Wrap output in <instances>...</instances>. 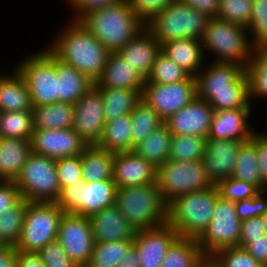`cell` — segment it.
I'll list each match as a JSON object with an SVG mask.
<instances>
[{"instance_id": "obj_60", "label": "cell", "mask_w": 267, "mask_h": 267, "mask_svg": "<svg viewBox=\"0 0 267 267\" xmlns=\"http://www.w3.org/2000/svg\"><path fill=\"white\" fill-rule=\"evenodd\" d=\"M0 267H17V249L6 245L0 250Z\"/></svg>"}, {"instance_id": "obj_52", "label": "cell", "mask_w": 267, "mask_h": 267, "mask_svg": "<svg viewBox=\"0 0 267 267\" xmlns=\"http://www.w3.org/2000/svg\"><path fill=\"white\" fill-rule=\"evenodd\" d=\"M175 0H128L132 10L146 23Z\"/></svg>"}, {"instance_id": "obj_15", "label": "cell", "mask_w": 267, "mask_h": 267, "mask_svg": "<svg viewBox=\"0 0 267 267\" xmlns=\"http://www.w3.org/2000/svg\"><path fill=\"white\" fill-rule=\"evenodd\" d=\"M57 240L77 266H87L95 243L90 218L64 213Z\"/></svg>"}, {"instance_id": "obj_3", "label": "cell", "mask_w": 267, "mask_h": 267, "mask_svg": "<svg viewBox=\"0 0 267 267\" xmlns=\"http://www.w3.org/2000/svg\"><path fill=\"white\" fill-rule=\"evenodd\" d=\"M219 196L218 187L213 185L174 198L167 206V223L179 237L198 240L209 226Z\"/></svg>"}, {"instance_id": "obj_51", "label": "cell", "mask_w": 267, "mask_h": 267, "mask_svg": "<svg viewBox=\"0 0 267 267\" xmlns=\"http://www.w3.org/2000/svg\"><path fill=\"white\" fill-rule=\"evenodd\" d=\"M39 253L45 267H77L58 240L48 243Z\"/></svg>"}, {"instance_id": "obj_2", "label": "cell", "mask_w": 267, "mask_h": 267, "mask_svg": "<svg viewBox=\"0 0 267 267\" xmlns=\"http://www.w3.org/2000/svg\"><path fill=\"white\" fill-rule=\"evenodd\" d=\"M78 21L109 52L119 51L145 28V22L132 10L128 0L93 10Z\"/></svg>"}, {"instance_id": "obj_4", "label": "cell", "mask_w": 267, "mask_h": 267, "mask_svg": "<svg viewBox=\"0 0 267 267\" xmlns=\"http://www.w3.org/2000/svg\"><path fill=\"white\" fill-rule=\"evenodd\" d=\"M115 206L137 231L167 223L168 204L157 183L117 189Z\"/></svg>"}, {"instance_id": "obj_34", "label": "cell", "mask_w": 267, "mask_h": 267, "mask_svg": "<svg viewBox=\"0 0 267 267\" xmlns=\"http://www.w3.org/2000/svg\"><path fill=\"white\" fill-rule=\"evenodd\" d=\"M103 97L105 122L131 114L141 100L142 91L114 88H96Z\"/></svg>"}, {"instance_id": "obj_25", "label": "cell", "mask_w": 267, "mask_h": 267, "mask_svg": "<svg viewBox=\"0 0 267 267\" xmlns=\"http://www.w3.org/2000/svg\"><path fill=\"white\" fill-rule=\"evenodd\" d=\"M145 79L116 53L110 52L106 65L94 82L95 88L142 91Z\"/></svg>"}, {"instance_id": "obj_64", "label": "cell", "mask_w": 267, "mask_h": 267, "mask_svg": "<svg viewBox=\"0 0 267 267\" xmlns=\"http://www.w3.org/2000/svg\"><path fill=\"white\" fill-rule=\"evenodd\" d=\"M6 245L5 243L0 239V250L4 248Z\"/></svg>"}, {"instance_id": "obj_37", "label": "cell", "mask_w": 267, "mask_h": 267, "mask_svg": "<svg viewBox=\"0 0 267 267\" xmlns=\"http://www.w3.org/2000/svg\"><path fill=\"white\" fill-rule=\"evenodd\" d=\"M132 129V151L143 142L154 130L165 122L159 114L142 99L131 112Z\"/></svg>"}, {"instance_id": "obj_14", "label": "cell", "mask_w": 267, "mask_h": 267, "mask_svg": "<svg viewBox=\"0 0 267 267\" xmlns=\"http://www.w3.org/2000/svg\"><path fill=\"white\" fill-rule=\"evenodd\" d=\"M197 97L209 101L213 92L249 91L246 69L236 63L213 61L195 76Z\"/></svg>"}, {"instance_id": "obj_49", "label": "cell", "mask_w": 267, "mask_h": 267, "mask_svg": "<svg viewBox=\"0 0 267 267\" xmlns=\"http://www.w3.org/2000/svg\"><path fill=\"white\" fill-rule=\"evenodd\" d=\"M60 188L83 180L81 155L56 159Z\"/></svg>"}, {"instance_id": "obj_53", "label": "cell", "mask_w": 267, "mask_h": 267, "mask_svg": "<svg viewBox=\"0 0 267 267\" xmlns=\"http://www.w3.org/2000/svg\"><path fill=\"white\" fill-rule=\"evenodd\" d=\"M240 229L239 247L243 248L250 244V239H258L267 234L261 216L241 221Z\"/></svg>"}, {"instance_id": "obj_43", "label": "cell", "mask_w": 267, "mask_h": 267, "mask_svg": "<svg viewBox=\"0 0 267 267\" xmlns=\"http://www.w3.org/2000/svg\"><path fill=\"white\" fill-rule=\"evenodd\" d=\"M189 74L161 52L145 83L172 84L185 80Z\"/></svg>"}, {"instance_id": "obj_16", "label": "cell", "mask_w": 267, "mask_h": 267, "mask_svg": "<svg viewBox=\"0 0 267 267\" xmlns=\"http://www.w3.org/2000/svg\"><path fill=\"white\" fill-rule=\"evenodd\" d=\"M105 123L103 97L93 87L74 104L71 128L87 145H96L102 137Z\"/></svg>"}, {"instance_id": "obj_8", "label": "cell", "mask_w": 267, "mask_h": 267, "mask_svg": "<svg viewBox=\"0 0 267 267\" xmlns=\"http://www.w3.org/2000/svg\"><path fill=\"white\" fill-rule=\"evenodd\" d=\"M14 182L28 202L55 203L61 191L56 159L32 152Z\"/></svg>"}, {"instance_id": "obj_9", "label": "cell", "mask_w": 267, "mask_h": 267, "mask_svg": "<svg viewBox=\"0 0 267 267\" xmlns=\"http://www.w3.org/2000/svg\"><path fill=\"white\" fill-rule=\"evenodd\" d=\"M63 214V210L54 202H29L15 248L39 252L48 243L57 240Z\"/></svg>"}, {"instance_id": "obj_36", "label": "cell", "mask_w": 267, "mask_h": 267, "mask_svg": "<svg viewBox=\"0 0 267 267\" xmlns=\"http://www.w3.org/2000/svg\"><path fill=\"white\" fill-rule=\"evenodd\" d=\"M172 136L169 127L164 123L138 144L133 151L158 168L168 160Z\"/></svg>"}, {"instance_id": "obj_10", "label": "cell", "mask_w": 267, "mask_h": 267, "mask_svg": "<svg viewBox=\"0 0 267 267\" xmlns=\"http://www.w3.org/2000/svg\"><path fill=\"white\" fill-rule=\"evenodd\" d=\"M17 70L27 83L33 106L59 102L56 56L49 49L20 61Z\"/></svg>"}, {"instance_id": "obj_42", "label": "cell", "mask_w": 267, "mask_h": 267, "mask_svg": "<svg viewBox=\"0 0 267 267\" xmlns=\"http://www.w3.org/2000/svg\"><path fill=\"white\" fill-rule=\"evenodd\" d=\"M28 203L27 200L22 198L15 206L7 209L0 215V239L5 245H17Z\"/></svg>"}, {"instance_id": "obj_33", "label": "cell", "mask_w": 267, "mask_h": 267, "mask_svg": "<svg viewBox=\"0 0 267 267\" xmlns=\"http://www.w3.org/2000/svg\"><path fill=\"white\" fill-rule=\"evenodd\" d=\"M231 177L253 184L259 191H267V188L261 182L258 169L255 132L249 140L244 141L240 145L234 172Z\"/></svg>"}, {"instance_id": "obj_31", "label": "cell", "mask_w": 267, "mask_h": 267, "mask_svg": "<svg viewBox=\"0 0 267 267\" xmlns=\"http://www.w3.org/2000/svg\"><path fill=\"white\" fill-rule=\"evenodd\" d=\"M34 130L65 129L72 127L74 105L56 102L32 107Z\"/></svg>"}, {"instance_id": "obj_59", "label": "cell", "mask_w": 267, "mask_h": 267, "mask_svg": "<svg viewBox=\"0 0 267 267\" xmlns=\"http://www.w3.org/2000/svg\"><path fill=\"white\" fill-rule=\"evenodd\" d=\"M17 267H45L39 252L17 250Z\"/></svg>"}, {"instance_id": "obj_61", "label": "cell", "mask_w": 267, "mask_h": 267, "mask_svg": "<svg viewBox=\"0 0 267 267\" xmlns=\"http://www.w3.org/2000/svg\"><path fill=\"white\" fill-rule=\"evenodd\" d=\"M137 249L132 245L117 267H140Z\"/></svg>"}, {"instance_id": "obj_29", "label": "cell", "mask_w": 267, "mask_h": 267, "mask_svg": "<svg viewBox=\"0 0 267 267\" xmlns=\"http://www.w3.org/2000/svg\"><path fill=\"white\" fill-rule=\"evenodd\" d=\"M56 73L59 80V102L74 105L84 94L94 87L85 74L56 57Z\"/></svg>"}, {"instance_id": "obj_19", "label": "cell", "mask_w": 267, "mask_h": 267, "mask_svg": "<svg viewBox=\"0 0 267 267\" xmlns=\"http://www.w3.org/2000/svg\"><path fill=\"white\" fill-rule=\"evenodd\" d=\"M214 113L207 101L196 97L173 114L165 124L173 135H193L208 139Z\"/></svg>"}, {"instance_id": "obj_17", "label": "cell", "mask_w": 267, "mask_h": 267, "mask_svg": "<svg viewBox=\"0 0 267 267\" xmlns=\"http://www.w3.org/2000/svg\"><path fill=\"white\" fill-rule=\"evenodd\" d=\"M87 144L71 127L34 130L32 152L52 159L81 155Z\"/></svg>"}, {"instance_id": "obj_28", "label": "cell", "mask_w": 267, "mask_h": 267, "mask_svg": "<svg viewBox=\"0 0 267 267\" xmlns=\"http://www.w3.org/2000/svg\"><path fill=\"white\" fill-rule=\"evenodd\" d=\"M27 83L16 69L0 80V112L32 111Z\"/></svg>"}, {"instance_id": "obj_26", "label": "cell", "mask_w": 267, "mask_h": 267, "mask_svg": "<svg viewBox=\"0 0 267 267\" xmlns=\"http://www.w3.org/2000/svg\"><path fill=\"white\" fill-rule=\"evenodd\" d=\"M201 40L181 38L162 45V52L190 76H196L202 69L204 52Z\"/></svg>"}, {"instance_id": "obj_21", "label": "cell", "mask_w": 267, "mask_h": 267, "mask_svg": "<svg viewBox=\"0 0 267 267\" xmlns=\"http://www.w3.org/2000/svg\"><path fill=\"white\" fill-rule=\"evenodd\" d=\"M117 189L157 183V167L135 151L115 153L113 178Z\"/></svg>"}, {"instance_id": "obj_27", "label": "cell", "mask_w": 267, "mask_h": 267, "mask_svg": "<svg viewBox=\"0 0 267 267\" xmlns=\"http://www.w3.org/2000/svg\"><path fill=\"white\" fill-rule=\"evenodd\" d=\"M31 153V140L0 137V182L15 181Z\"/></svg>"}, {"instance_id": "obj_54", "label": "cell", "mask_w": 267, "mask_h": 267, "mask_svg": "<svg viewBox=\"0 0 267 267\" xmlns=\"http://www.w3.org/2000/svg\"><path fill=\"white\" fill-rule=\"evenodd\" d=\"M22 199L14 181L0 182V215Z\"/></svg>"}, {"instance_id": "obj_44", "label": "cell", "mask_w": 267, "mask_h": 267, "mask_svg": "<svg viewBox=\"0 0 267 267\" xmlns=\"http://www.w3.org/2000/svg\"><path fill=\"white\" fill-rule=\"evenodd\" d=\"M252 7V0H219V11L216 18L236 23L248 29Z\"/></svg>"}, {"instance_id": "obj_40", "label": "cell", "mask_w": 267, "mask_h": 267, "mask_svg": "<svg viewBox=\"0 0 267 267\" xmlns=\"http://www.w3.org/2000/svg\"><path fill=\"white\" fill-rule=\"evenodd\" d=\"M133 241L95 242L87 267H117Z\"/></svg>"}, {"instance_id": "obj_39", "label": "cell", "mask_w": 267, "mask_h": 267, "mask_svg": "<svg viewBox=\"0 0 267 267\" xmlns=\"http://www.w3.org/2000/svg\"><path fill=\"white\" fill-rule=\"evenodd\" d=\"M32 111L0 112V137L31 140Z\"/></svg>"}, {"instance_id": "obj_57", "label": "cell", "mask_w": 267, "mask_h": 267, "mask_svg": "<svg viewBox=\"0 0 267 267\" xmlns=\"http://www.w3.org/2000/svg\"><path fill=\"white\" fill-rule=\"evenodd\" d=\"M245 249L257 262L267 267V234L258 239H250V244Z\"/></svg>"}, {"instance_id": "obj_50", "label": "cell", "mask_w": 267, "mask_h": 267, "mask_svg": "<svg viewBox=\"0 0 267 267\" xmlns=\"http://www.w3.org/2000/svg\"><path fill=\"white\" fill-rule=\"evenodd\" d=\"M266 191H259L254 197L235 202L236 212L240 221L255 218L267 211Z\"/></svg>"}, {"instance_id": "obj_5", "label": "cell", "mask_w": 267, "mask_h": 267, "mask_svg": "<svg viewBox=\"0 0 267 267\" xmlns=\"http://www.w3.org/2000/svg\"><path fill=\"white\" fill-rule=\"evenodd\" d=\"M209 19L203 12L175 0L146 22L145 27L163 45L181 38L201 40Z\"/></svg>"}, {"instance_id": "obj_20", "label": "cell", "mask_w": 267, "mask_h": 267, "mask_svg": "<svg viewBox=\"0 0 267 267\" xmlns=\"http://www.w3.org/2000/svg\"><path fill=\"white\" fill-rule=\"evenodd\" d=\"M243 142L226 139L206 140L202 161L206 176L213 185L232 176L239 148Z\"/></svg>"}, {"instance_id": "obj_48", "label": "cell", "mask_w": 267, "mask_h": 267, "mask_svg": "<svg viewBox=\"0 0 267 267\" xmlns=\"http://www.w3.org/2000/svg\"><path fill=\"white\" fill-rule=\"evenodd\" d=\"M216 186L218 187L220 196L232 202L252 198L259 192L253 184L237 180L233 177L220 181Z\"/></svg>"}, {"instance_id": "obj_63", "label": "cell", "mask_w": 267, "mask_h": 267, "mask_svg": "<svg viewBox=\"0 0 267 267\" xmlns=\"http://www.w3.org/2000/svg\"><path fill=\"white\" fill-rule=\"evenodd\" d=\"M261 220L263 225L265 226V230L267 233V211L263 215H261Z\"/></svg>"}, {"instance_id": "obj_58", "label": "cell", "mask_w": 267, "mask_h": 267, "mask_svg": "<svg viewBox=\"0 0 267 267\" xmlns=\"http://www.w3.org/2000/svg\"><path fill=\"white\" fill-rule=\"evenodd\" d=\"M190 7L203 12L209 18L217 17L219 11V0H181Z\"/></svg>"}, {"instance_id": "obj_23", "label": "cell", "mask_w": 267, "mask_h": 267, "mask_svg": "<svg viewBox=\"0 0 267 267\" xmlns=\"http://www.w3.org/2000/svg\"><path fill=\"white\" fill-rule=\"evenodd\" d=\"M95 242L133 241L137 230L114 205L90 217Z\"/></svg>"}, {"instance_id": "obj_18", "label": "cell", "mask_w": 267, "mask_h": 267, "mask_svg": "<svg viewBox=\"0 0 267 267\" xmlns=\"http://www.w3.org/2000/svg\"><path fill=\"white\" fill-rule=\"evenodd\" d=\"M179 237L168 223L136 232L133 246L139 255L140 267H160L170 245Z\"/></svg>"}, {"instance_id": "obj_24", "label": "cell", "mask_w": 267, "mask_h": 267, "mask_svg": "<svg viewBox=\"0 0 267 267\" xmlns=\"http://www.w3.org/2000/svg\"><path fill=\"white\" fill-rule=\"evenodd\" d=\"M251 110L238 108L215 112L208 139L249 140L256 132L248 125Z\"/></svg>"}, {"instance_id": "obj_32", "label": "cell", "mask_w": 267, "mask_h": 267, "mask_svg": "<svg viewBox=\"0 0 267 267\" xmlns=\"http://www.w3.org/2000/svg\"><path fill=\"white\" fill-rule=\"evenodd\" d=\"M131 115H123L115 120L106 122L98 147L113 153L132 151Z\"/></svg>"}, {"instance_id": "obj_13", "label": "cell", "mask_w": 267, "mask_h": 267, "mask_svg": "<svg viewBox=\"0 0 267 267\" xmlns=\"http://www.w3.org/2000/svg\"><path fill=\"white\" fill-rule=\"evenodd\" d=\"M197 97L196 78L172 84L144 83L141 99L153 108L165 122Z\"/></svg>"}, {"instance_id": "obj_46", "label": "cell", "mask_w": 267, "mask_h": 267, "mask_svg": "<svg viewBox=\"0 0 267 267\" xmlns=\"http://www.w3.org/2000/svg\"><path fill=\"white\" fill-rule=\"evenodd\" d=\"M252 6L248 27L253 36L251 44L254 48H267V0H252Z\"/></svg>"}, {"instance_id": "obj_38", "label": "cell", "mask_w": 267, "mask_h": 267, "mask_svg": "<svg viewBox=\"0 0 267 267\" xmlns=\"http://www.w3.org/2000/svg\"><path fill=\"white\" fill-rule=\"evenodd\" d=\"M246 73L249 99L267 97V48H254Z\"/></svg>"}, {"instance_id": "obj_11", "label": "cell", "mask_w": 267, "mask_h": 267, "mask_svg": "<svg viewBox=\"0 0 267 267\" xmlns=\"http://www.w3.org/2000/svg\"><path fill=\"white\" fill-rule=\"evenodd\" d=\"M157 184L167 204L182 194L213 186L206 176L202 159L187 162L168 159L157 168Z\"/></svg>"}, {"instance_id": "obj_47", "label": "cell", "mask_w": 267, "mask_h": 267, "mask_svg": "<svg viewBox=\"0 0 267 267\" xmlns=\"http://www.w3.org/2000/svg\"><path fill=\"white\" fill-rule=\"evenodd\" d=\"M250 102L249 91L213 92V97L208 101L215 112L251 108Z\"/></svg>"}, {"instance_id": "obj_30", "label": "cell", "mask_w": 267, "mask_h": 267, "mask_svg": "<svg viewBox=\"0 0 267 267\" xmlns=\"http://www.w3.org/2000/svg\"><path fill=\"white\" fill-rule=\"evenodd\" d=\"M115 153L97 145H87L81 154L83 180L86 183L112 180Z\"/></svg>"}, {"instance_id": "obj_1", "label": "cell", "mask_w": 267, "mask_h": 267, "mask_svg": "<svg viewBox=\"0 0 267 267\" xmlns=\"http://www.w3.org/2000/svg\"><path fill=\"white\" fill-rule=\"evenodd\" d=\"M48 48L59 60L72 65L92 82L106 65L109 50L79 21L74 20Z\"/></svg>"}, {"instance_id": "obj_6", "label": "cell", "mask_w": 267, "mask_h": 267, "mask_svg": "<svg viewBox=\"0 0 267 267\" xmlns=\"http://www.w3.org/2000/svg\"><path fill=\"white\" fill-rule=\"evenodd\" d=\"M247 31L236 23L210 18L201 39L203 49L215 53L216 62L236 63L246 69L254 50Z\"/></svg>"}, {"instance_id": "obj_12", "label": "cell", "mask_w": 267, "mask_h": 267, "mask_svg": "<svg viewBox=\"0 0 267 267\" xmlns=\"http://www.w3.org/2000/svg\"><path fill=\"white\" fill-rule=\"evenodd\" d=\"M240 228L235 202L219 196L209 226L197 240L198 245L207 258L222 248L239 246Z\"/></svg>"}, {"instance_id": "obj_55", "label": "cell", "mask_w": 267, "mask_h": 267, "mask_svg": "<svg viewBox=\"0 0 267 267\" xmlns=\"http://www.w3.org/2000/svg\"><path fill=\"white\" fill-rule=\"evenodd\" d=\"M70 5L75 8L76 12L74 20H79L84 14L93 10L100 9L107 5L116 4L122 0H67Z\"/></svg>"}, {"instance_id": "obj_22", "label": "cell", "mask_w": 267, "mask_h": 267, "mask_svg": "<svg viewBox=\"0 0 267 267\" xmlns=\"http://www.w3.org/2000/svg\"><path fill=\"white\" fill-rule=\"evenodd\" d=\"M161 52V43L145 27L116 53L146 80Z\"/></svg>"}, {"instance_id": "obj_56", "label": "cell", "mask_w": 267, "mask_h": 267, "mask_svg": "<svg viewBox=\"0 0 267 267\" xmlns=\"http://www.w3.org/2000/svg\"><path fill=\"white\" fill-rule=\"evenodd\" d=\"M256 154L261 182L267 188V134L256 132Z\"/></svg>"}, {"instance_id": "obj_7", "label": "cell", "mask_w": 267, "mask_h": 267, "mask_svg": "<svg viewBox=\"0 0 267 267\" xmlns=\"http://www.w3.org/2000/svg\"><path fill=\"white\" fill-rule=\"evenodd\" d=\"M117 187L113 180L86 183L76 181L63 186L55 202L64 213L90 218L93 214L115 205Z\"/></svg>"}, {"instance_id": "obj_45", "label": "cell", "mask_w": 267, "mask_h": 267, "mask_svg": "<svg viewBox=\"0 0 267 267\" xmlns=\"http://www.w3.org/2000/svg\"><path fill=\"white\" fill-rule=\"evenodd\" d=\"M209 258L217 267H264L239 246L222 248Z\"/></svg>"}, {"instance_id": "obj_62", "label": "cell", "mask_w": 267, "mask_h": 267, "mask_svg": "<svg viewBox=\"0 0 267 267\" xmlns=\"http://www.w3.org/2000/svg\"><path fill=\"white\" fill-rule=\"evenodd\" d=\"M199 267H217L210 258H206Z\"/></svg>"}, {"instance_id": "obj_35", "label": "cell", "mask_w": 267, "mask_h": 267, "mask_svg": "<svg viewBox=\"0 0 267 267\" xmlns=\"http://www.w3.org/2000/svg\"><path fill=\"white\" fill-rule=\"evenodd\" d=\"M206 258L197 239L178 237L168 248L160 267H199Z\"/></svg>"}, {"instance_id": "obj_41", "label": "cell", "mask_w": 267, "mask_h": 267, "mask_svg": "<svg viewBox=\"0 0 267 267\" xmlns=\"http://www.w3.org/2000/svg\"><path fill=\"white\" fill-rule=\"evenodd\" d=\"M207 138L193 135H173L169 147V160L197 161L205 152Z\"/></svg>"}]
</instances>
